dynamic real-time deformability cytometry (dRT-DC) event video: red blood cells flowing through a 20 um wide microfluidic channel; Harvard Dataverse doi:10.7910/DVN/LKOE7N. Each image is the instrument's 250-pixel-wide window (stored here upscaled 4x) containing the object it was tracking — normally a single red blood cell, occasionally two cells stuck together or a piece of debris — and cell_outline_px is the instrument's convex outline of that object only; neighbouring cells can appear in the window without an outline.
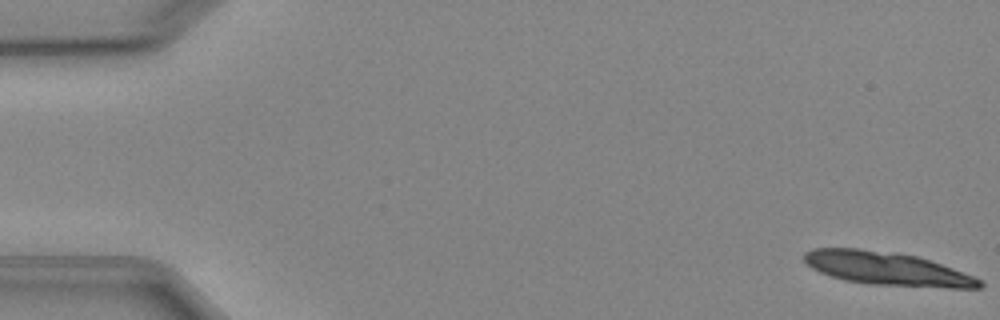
{"species": "Egyptian fruit bat (a non-hibernating species)", "species_latin": "Rousettus aegyptiacus", "temperature_condition": "cold", "stored_images_in_passage": 3, "segment_of_instrument_passage": [2, 2], "camera_frame_rate_fps": 3000, "um_per_image_px": 0.085, "animal": {"sex": "female"}, "frame": {"image": 1, "passage_image": 3, "time_ms": 2.333, "image_size_px": [1000, 320], "cell_outline_px": [[984, 284], [980, 288], [948, 288], [868, 284], [844, 280], [820, 272], [812, 268], [804, 260], [804, 252], [812, 248], [860, 248], [896, 252], [916, 256], [952, 268], [972, 276], [980, 280]], "centroid_in_image_um": [75.36, 22.83], "position_along_channel_um": 9.6, "area_um2": 33.93}}